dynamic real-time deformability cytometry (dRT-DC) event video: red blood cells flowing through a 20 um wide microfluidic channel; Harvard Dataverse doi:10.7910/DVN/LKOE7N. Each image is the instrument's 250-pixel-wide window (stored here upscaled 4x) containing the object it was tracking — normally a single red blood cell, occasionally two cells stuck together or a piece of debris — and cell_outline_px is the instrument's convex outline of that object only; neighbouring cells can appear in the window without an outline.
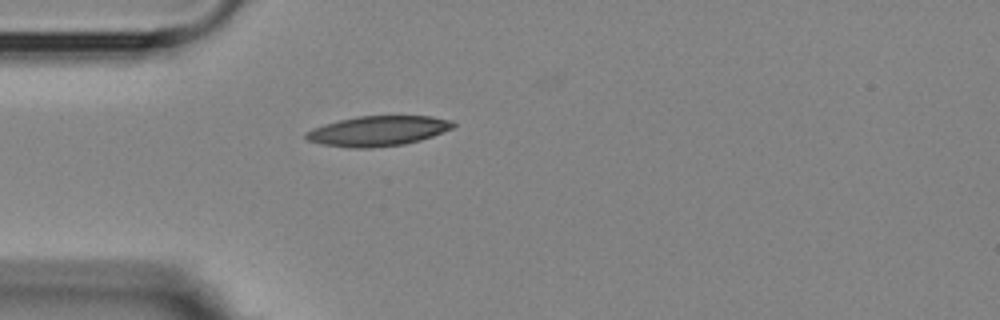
{"species": "Egyptian fruit bat (a non-hibernating species)", "species_latin": "Rousettus aegyptiacus", "temperature_condition": "room temperature", "stored_images_in_passage": 1, "camera_frame_rate_fps": 3000, "um_per_image_px": 0.085, "animal": {"sex": "female"}, "frame": {"image": 1, "passage_image": 1, "time_ms": 0.0, "image_size_px": [1000, 320], "cell_outline_px": [[456, 124], [452, 128], [432, 136], [420, 140], [404, 144], [372, 148], [352, 148], [320, 144], [304, 140], [304, 132], [312, 128], [324, 124], [356, 116], [432, 116], [452, 120]], "centroid_in_image_um": [32.08, 11.13], "position_along_channel_um": 52.9, "area_um2": 25.95}}